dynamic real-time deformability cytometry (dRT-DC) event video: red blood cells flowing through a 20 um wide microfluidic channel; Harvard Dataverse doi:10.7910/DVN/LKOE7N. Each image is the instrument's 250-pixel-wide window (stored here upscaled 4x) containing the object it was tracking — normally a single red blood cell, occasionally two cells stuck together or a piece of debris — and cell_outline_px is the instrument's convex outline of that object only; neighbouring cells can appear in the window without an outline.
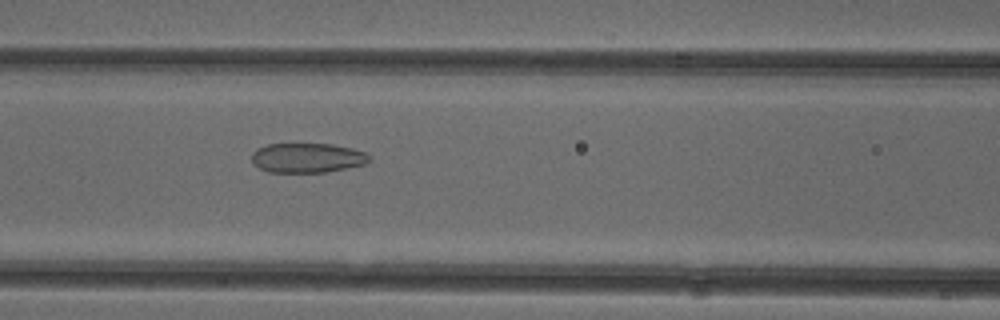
{"species": "common noctule bat (a hibernating species)", "species_latin": "Nyctalus noctula", "temperature_condition": "cold", "stored_images_in_passage": 33, "camera_frame_rate_fps": 3000, "um_per_image_px": 0.085, "animal": {"sex": "female"}, "frame": {"image": 1, "passage_image": 13, "time_ms": 4.0, "image_size_px": [1000, 320], "cell_outline_px": [[372, 160], [364, 164], [324, 172], [268, 172], [252, 164], [252, 152], [256, 148], [268, 144], [332, 144], [352, 148], [364, 152]], "centroid_in_image_um": [26.08, 13.41], "position_along_channel_um": 140.5, "area_um2": 20.23}}
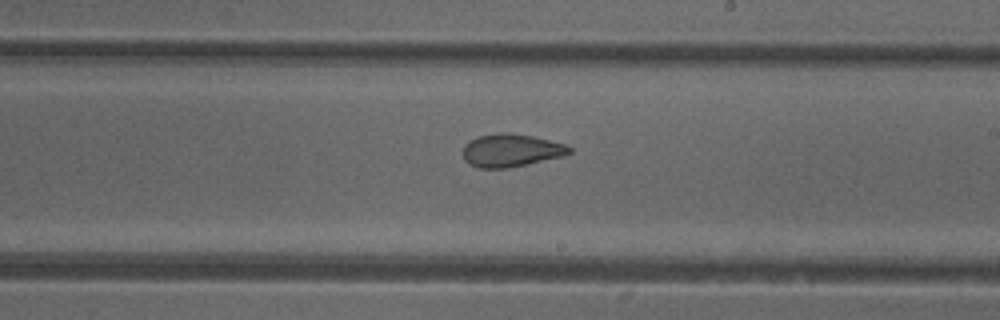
{"frame": {"image": 2, "passage_image": 21, "time_ms": 6.667, "image_size_px": [1000, 320], "cell_outline_px": [[572, 152], [564, 156], [504, 168], [480, 168], [468, 164], [464, 160], [464, 144], [480, 136], [500, 132], [508, 132], [532, 136], [564, 144], [572, 148]], "centroid_in_image_um": [43.43, 12.78], "position_along_channel_um": 245.6, "area_um2": 20.11}}
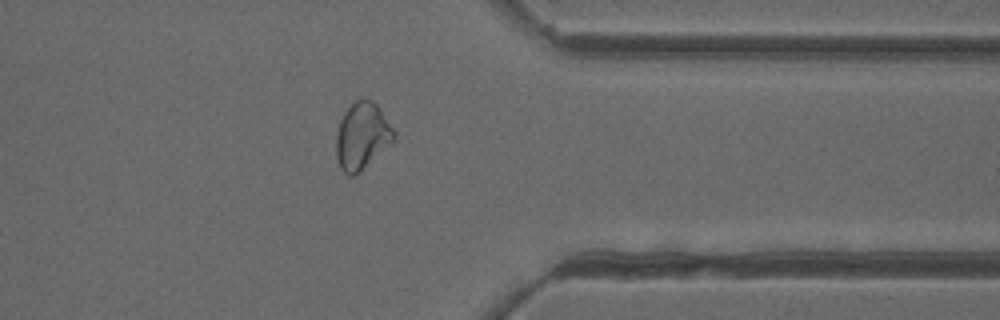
{"frame": {"image": 3, "passage_image": 32, "time_ms": 10.333, "image_size_px": [1000, 320], "cell_outline_px": [[396, 140], [356, 176], [348, 176], [340, 168], [336, 156], [336, 132], [340, 120], [344, 112], [360, 96], [372, 100], [376, 104], [396, 132]], "centroid_in_image_um": [30.78, 11.57], "position_along_channel_um": 380.6, "area_um2": 22.95}}